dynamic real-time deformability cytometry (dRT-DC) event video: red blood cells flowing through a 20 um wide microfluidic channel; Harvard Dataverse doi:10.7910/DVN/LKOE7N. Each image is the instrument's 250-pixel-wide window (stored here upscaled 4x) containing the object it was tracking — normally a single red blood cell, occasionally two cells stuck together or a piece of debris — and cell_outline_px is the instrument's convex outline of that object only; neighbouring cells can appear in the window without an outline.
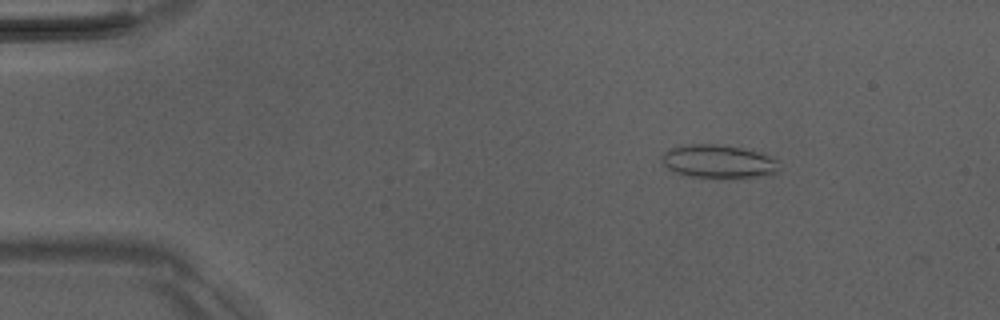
{"species": "Egyptian fruit bat (a non-hibernating species)", "species_latin": "Rousettus aegyptiacus", "temperature_condition": "room temperature", "stored_images_in_passage": 6, "camera_frame_rate_fps": 3000, "um_per_image_px": 0.085, "animal": {"sex": "male"}, "frame": {"image": 1, "passage_image": 2, "time_ms": 2.0, "image_size_px": [1000, 320], "cell_outline_px": [[780, 172], [772, 176], [736, 180], [732, 180], [688, 176], [676, 172], [668, 168], [660, 160], [664, 152], [672, 148], [692, 144], [716, 144], [740, 148], [776, 156], [780, 160]], "centroid_in_image_um": [61.23, 13.78], "position_along_channel_um": 23.8, "area_um2": 23.87}}